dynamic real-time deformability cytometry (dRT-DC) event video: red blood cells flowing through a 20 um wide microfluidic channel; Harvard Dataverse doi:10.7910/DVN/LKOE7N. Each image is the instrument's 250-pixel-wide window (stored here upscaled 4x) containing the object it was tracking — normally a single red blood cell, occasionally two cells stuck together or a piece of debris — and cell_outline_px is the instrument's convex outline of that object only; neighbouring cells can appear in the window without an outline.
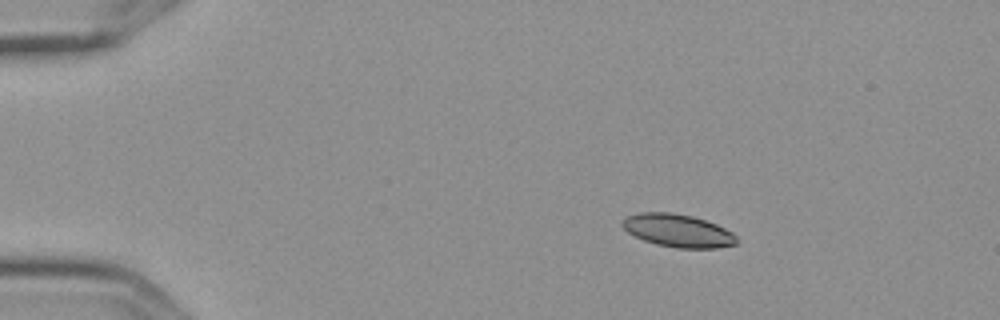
{"species": "Egyptian fruit bat (a non-hibernating species)", "species_latin": "Rousettus aegyptiacus", "temperature_condition": "cold", "stored_images_in_passage": 4, "camera_frame_rate_fps": 3000, "um_per_image_px": 0.085, "frame": {"image": 1, "passage_image": 1, "time_ms": 0.0, "image_size_px": [1000, 320], "cell_outline_px": [[736, 244], [716, 248], [676, 248], [656, 244], [644, 240], [628, 232], [620, 224], [620, 220], [628, 216], [640, 212], [672, 212], [692, 216], [716, 224], [732, 232], [736, 236]], "centroid_in_image_um": [57.59, 19.6], "position_along_channel_um": 27.4, "area_um2": 21.85}}